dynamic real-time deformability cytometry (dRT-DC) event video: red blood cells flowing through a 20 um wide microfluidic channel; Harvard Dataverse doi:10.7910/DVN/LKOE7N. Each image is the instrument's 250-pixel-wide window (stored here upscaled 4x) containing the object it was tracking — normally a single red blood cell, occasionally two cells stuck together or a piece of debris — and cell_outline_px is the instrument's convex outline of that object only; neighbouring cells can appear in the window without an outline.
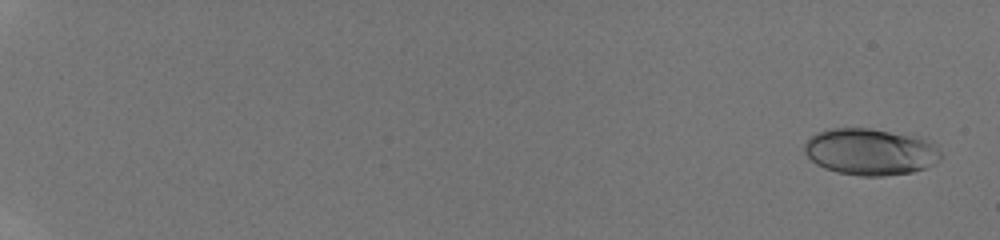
{"species": "human", "species_latin": "Homo sapiens", "temperature_condition": "room temperature", "stored_images_in_passage": 11, "camera_frame_rate_fps": 3000, "um_per_image_px": 0.085, "donor": {"sex": "male"}, "frame": {"image": 1, "passage_image": 1, "time_ms": 0.0, "image_size_px": [1000, 240], "cell_outline_px": [[940, 160], [936, 164], [912, 172], [884, 176], [860, 176], [836, 172], [824, 168], [816, 164], [804, 152], [804, 144], [816, 132], [832, 128], [868, 128], [920, 136], [936, 148], [940, 152]], "centroid_in_image_um": [73.96, 12.9], "position_along_channel_um": 11.0, "area_um2": 37.11}}
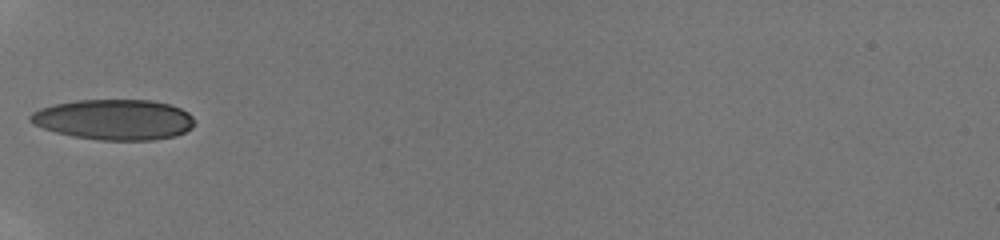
{"frame": {"image": 2, "passage_image": 10, "time_ms": 7.0, "image_size_px": [1000, 240], "cell_outline_px": [[196, 124], [192, 128], [176, 136], [152, 140], [100, 140], [72, 136], [56, 132], [32, 124], [28, 120], [28, 116], [32, 112], [40, 108], [56, 104], [76, 100], [152, 100], [168, 104], [180, 108], [188, 112], [192, 116]], "centroid_in_image_um": [9.7, 10.16], "position_along_channel_um": 75.3, "area_um2": 38.9}}
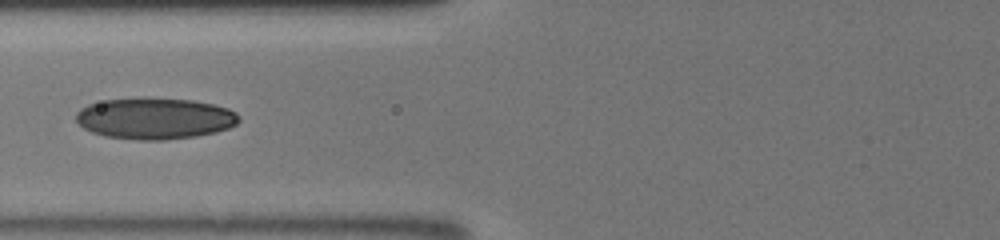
{"frame": {"image": 3, "passage_image": 11, "time_ms": 8.0, "image_size_px": [1000, 240], "cell_outline_px": [[240, 120], [236, 124], [228, 128], [216, 132], [196, 136], [164, 140], [140, 140], [104, 136], [92, 132], [84, 128], [76, 120], [76, 112], [80, 108], [88, 104], [104, 100], [136, 96], [144, 96], [192, 100], [212, 104], [228, 108], [236, 112], [240, 116]], "centroid_in_image_um": [13.15, 10.04], "position_along_channel_um": 112.7, "area_um2": 39.88}}